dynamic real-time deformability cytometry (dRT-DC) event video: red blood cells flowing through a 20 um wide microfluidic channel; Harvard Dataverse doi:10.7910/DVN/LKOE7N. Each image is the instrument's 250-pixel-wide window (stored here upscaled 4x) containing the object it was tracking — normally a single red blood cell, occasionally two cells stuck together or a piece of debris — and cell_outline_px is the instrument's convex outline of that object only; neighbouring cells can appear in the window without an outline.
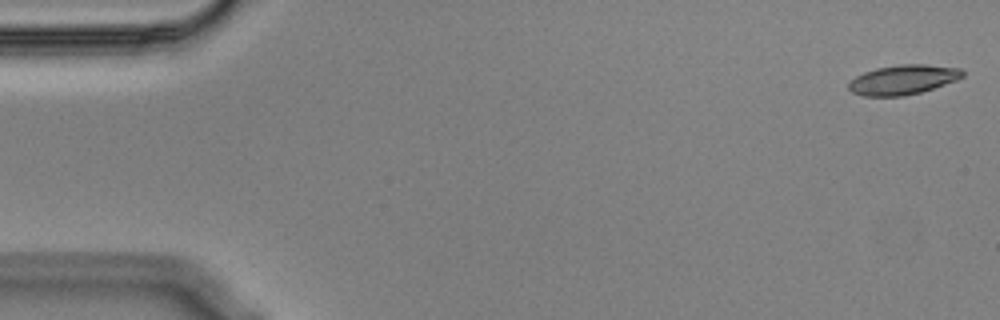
{"species": "Egyptian fruit bat (a non-hibernating species)", "species_latin": "Rousettus aegyptiacus", "temperature_condition": "cold", "stored_images_in_passage": 54, "camera_frame_rate_fps": 3000, "um_per_image_px": 0.085, "animal": {"sex": "male"}, "frame": {"image": 1, "passage_image": 1, "time_ms": 0.0, "image_size_px": [1000, 320], "cell_outline_px": [[964, 76], [956, 80], [920, 92], [904, 96], [864, 96], [852, 92], [848, 88], [848, 84], [856, 76], [864, 72], [876, 68], [900, 64], [928, 64], [960, 68], [964, 72]], "centroid_in_image_um": [76.76, 6.76], "position_along_channel_um": 8.2, "area_um2": 19.59}}
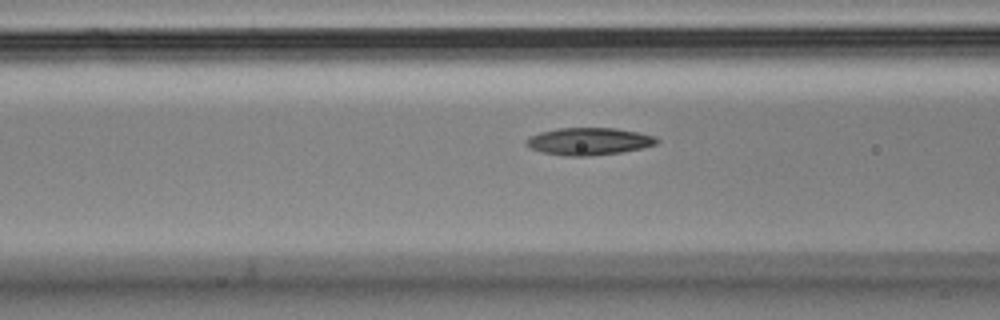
{"frame": {"image": 2, "passage_image": 21, "time_ms": 6.667, "image_size_px": [1000, 320], "cell_outline_px": [[660, 140], [656, 144], [644, 148], [620, 152], [588, 156], [568, 156], [540, 152], [524, 144], [524, 140], [528, 136], [540, 132], [556, 128], [616, 128], [656, 136]], "centroid_in_image_um": [50.03, 12.01], "position_along_channel_um": 116.6, "area_um2": 20.92}}
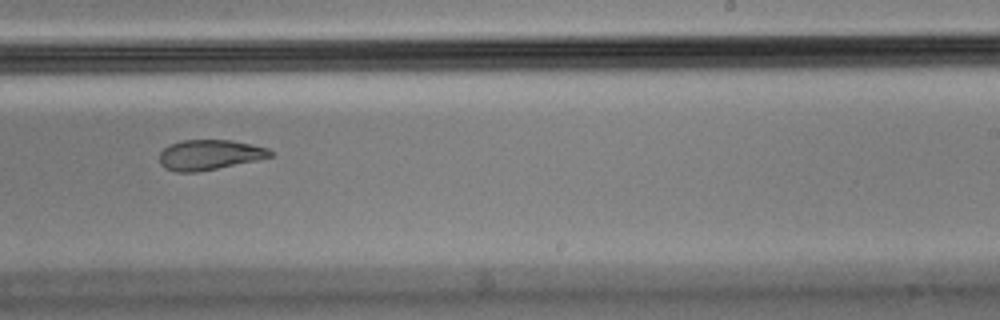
{"frame": {"image": 3, "passage_image": 34, "time_ms": 11.0, "image_size_px": [1000, 320], "cell_outline_px": [[272, 156], [256, 160], [196, 172], [176, 172], [164, 168], [160, 164], [160, 152], [168, 144], [180, 140], [232, 140], [252, 144], [268, 148], [272, 152]], "centroid_in_image_um": [17.77, 13.15], "position_along_channel_um": 271.2, "area_um2": 19.42}, "authors_computed_cell_mechanics": {"area_um2": 20.2878, "velocity_mm_per_s": 3.5671, "shape_relaxation_time_tau1_ms": 11.3269, "shape_relaxation_time_tau2_ms": 4.3304, "deformation_change_tau1": 0.2792, "deformation_change_tau2": 0.1197}}